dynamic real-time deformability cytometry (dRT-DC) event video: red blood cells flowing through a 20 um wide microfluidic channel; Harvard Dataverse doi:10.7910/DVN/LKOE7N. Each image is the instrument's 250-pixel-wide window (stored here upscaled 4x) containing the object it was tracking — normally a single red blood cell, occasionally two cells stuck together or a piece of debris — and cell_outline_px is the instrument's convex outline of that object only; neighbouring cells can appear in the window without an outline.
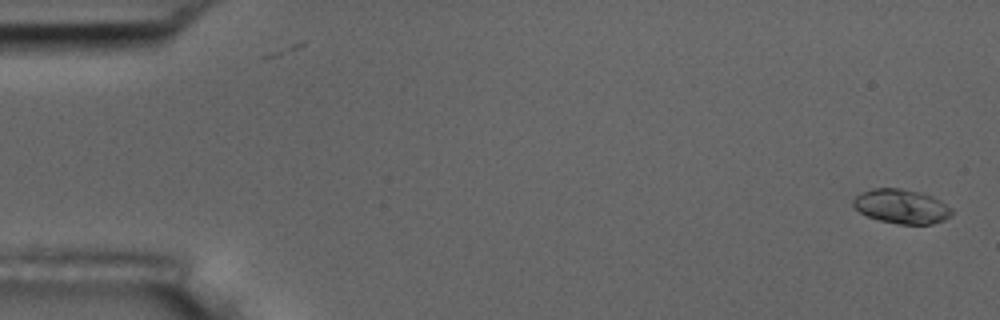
{"species": "common noctule bat (a hibernating species)", "species_latin": "Nyctalus noctula", "temperature_condition": "room temperature", "stored_images_in_passage": 8, "camera_frame_rate_fps": 3000, "um_per_image_px": 0.085, "animal": {"sex": "male", "body_mass_g": 17.5, "forearm_length_mm": 52.3}, "frame": {"image": 1, "passage_image": 1, "time_ms": 0.0, "image_size_px": [1000, 320], "cell_outline_px": [[952, 212], [944, 220], [932, 224], [900, 224], [880, 220], [868, 216], [860, 212], [852, 204], [852, 200], [856, 196], [872, 188], [900, 188], [920, 192], [932, 196], [940, 200], [952, 208]], "centroid_in_image_um": [76.63, 17.54], "position_along_channel_um": 8.4, "area_um2": 19.54}}
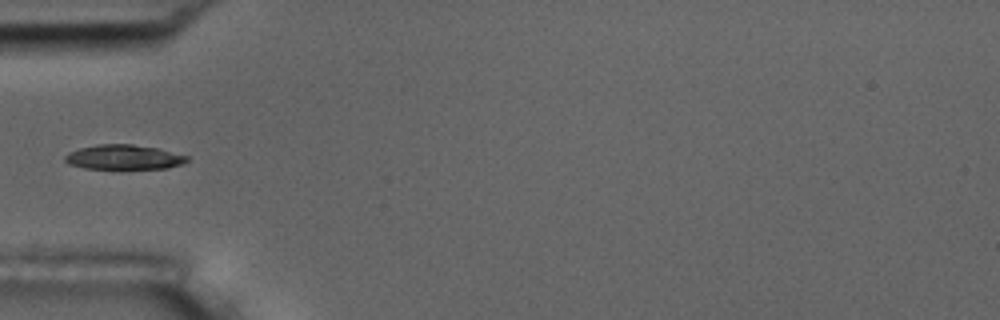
{"frame": {"image": 2, "passage_image": 5, "time_ms": 5.667, "image_size_px": [1000, 320], "cell_outline_px": [[188, 160], [184, 164], [168, 168], [120, 172], [84, 168], [68, 164], [64, 160], [64, 156], [68, 152], [80, 148], [96, 144], [132, 144], [156, 148], [188, 156]], "centroid_in_image_um": [10.5, 13.42], "position_along_channel_um": 74.5, "area_um2": 18.67}}
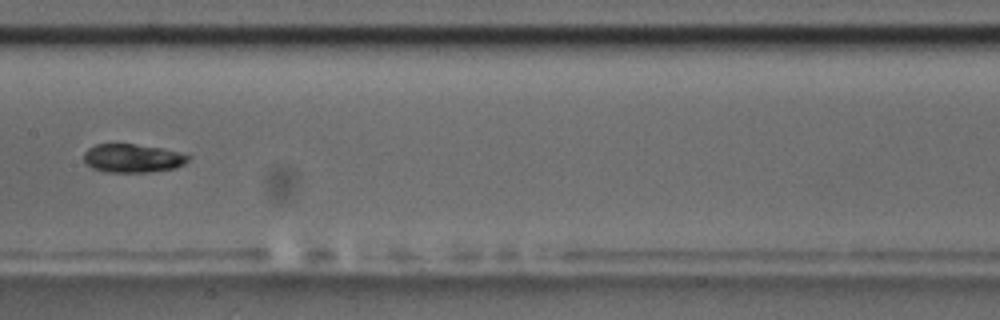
{"frame": {"image": 3, "passage_image": 8, "time_ms": 9.0, "image_size_px": [1000, 320], "cell_outline_px": [[192, 156], [184, 164], [176, 168], [148, 172], [104, 172], [92, 168], [84, 160], [84, 152], [88, 148], [96, 144], [136, 144], [164, 148], [180, 152]], "centroid_in_image_um": [11.3, 13.44], "position_along_channel_um": 196.1, "area_um2": 17.51}}